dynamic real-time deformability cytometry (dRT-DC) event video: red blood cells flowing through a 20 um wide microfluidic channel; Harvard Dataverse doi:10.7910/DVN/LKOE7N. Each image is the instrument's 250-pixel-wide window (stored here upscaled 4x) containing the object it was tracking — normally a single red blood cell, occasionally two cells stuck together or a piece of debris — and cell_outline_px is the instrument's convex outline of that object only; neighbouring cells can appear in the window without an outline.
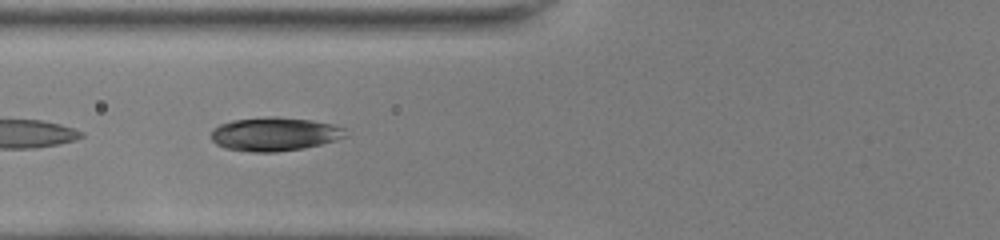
{"species": "common noctule bat (a hibernating species)", "species_latin": "Nyctalus noctula", "temperature_condition": "room temperature", "stored_images_in_passage": 16, "camera_frame_rate_fps": 3000, "um_per_image_px": 0.085, "animal": {"sex": "female", "body_mass_g": 22.0, "forearm_length_mm": 56.7}, "frame": {"image": 1, "passage_image": 5, "time_ms": 1.333, "image_size_px": [1000, 240], "cell_outline_px": [[348, 136], [336, 140], [304, 148], [276, 152], [248, 152], [224, 148], [216, 144], [212, 140], [212, 128], [220, 124], [232, 120], [272, 116], [276, 116], [312, 120], [332, 124], [344, 128]], "centroid_in_image_um": [23.33, 11.4], "position_along_channel_um": 102.5, "area_um2": 26.53}}
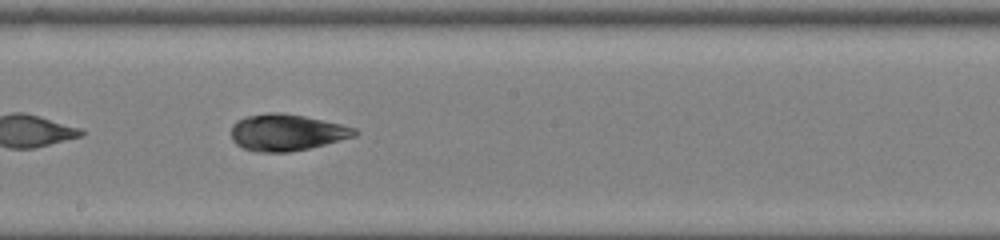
{"frame": {"image": 2, "passage_image": 14, "time_ms": 4.333, "image_size_px": [1000, 240], "cell_outline_px": [[360, 132], [356, 136], [308, 148], [288, 152], [256, 152], [244, 148], [236, 144], [232, 140], [232, 124], [236, 120], [244, 116], [268, 112], [276, 112], [304, 116], [340, 124], [356, 128]], "centroid_in_image_um": [24.34, 11.25], "position_along_channel_um": 223.9, "area_um2": 26.3}}